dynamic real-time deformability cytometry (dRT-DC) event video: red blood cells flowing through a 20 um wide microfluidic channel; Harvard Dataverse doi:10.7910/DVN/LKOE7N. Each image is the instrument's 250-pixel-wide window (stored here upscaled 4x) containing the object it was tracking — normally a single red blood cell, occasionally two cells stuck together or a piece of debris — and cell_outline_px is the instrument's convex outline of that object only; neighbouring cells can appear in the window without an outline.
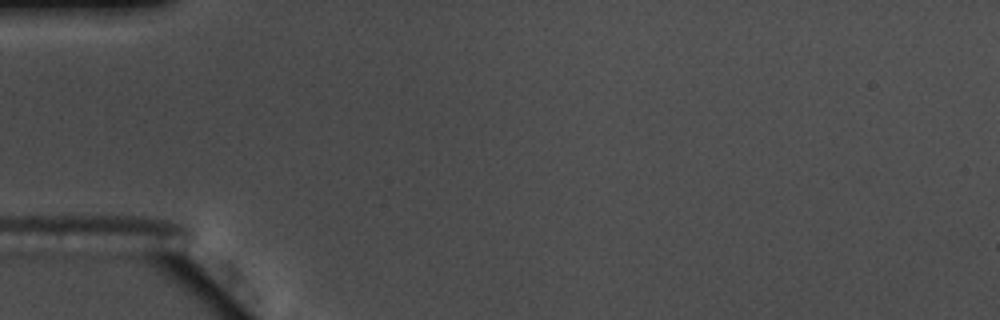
{"species": "common noctule bat (a hibernating species)", "species_latin": "Nyctalus noctula", "temperature_condition": "warm", "stored_images_in_passage": 2, "camera_frame_rate_fps": 3000, "um_per_image_px": 0.085, "animal": {"sex": "male", "body_mass_g": 17.5, "forearm_length_mm": 52.3}, "frame": {"image": 1, "passage_image": 1, "time_ms": 0.0, "image_size_px": [1000, 320], "cell_outline_px": [[216, 288], [212, 288], [120, 252], [120, 248], [168, 248], [180, 252], [200, 264], [212, 280]], "centroid_in_image_um": [14.61, 22.36], "position_along_channel_um": 70.4, "area_um2": 11.04}}